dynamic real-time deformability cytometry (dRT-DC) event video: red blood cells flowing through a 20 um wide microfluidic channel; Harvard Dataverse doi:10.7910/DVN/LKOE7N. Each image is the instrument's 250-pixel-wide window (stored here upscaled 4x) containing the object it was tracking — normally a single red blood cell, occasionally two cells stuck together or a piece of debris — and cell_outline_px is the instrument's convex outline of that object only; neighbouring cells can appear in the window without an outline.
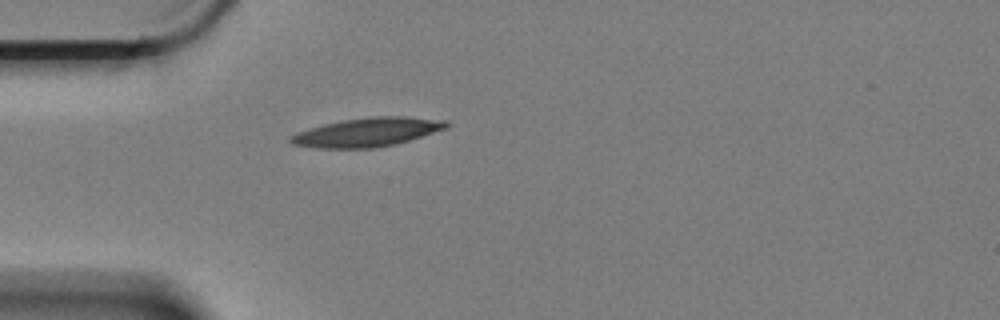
{"species": "Egyptian fruit bat (a non-hibernating species)", "species_latin": "Rousettus aegyptiacus", "temperature_condition": "cold", "stored_images_in_passage": 1, "camera_frame_rate_fps": 3000, "um_per_image_px": 0.085, "animal": {"sex": "female"}, "frame": {"image": 1, "passage_image": 1, "time_ms": 0.0, "image_size_px": [1000, 320], "cell_outline_px": [[452, 124], [448, 128], [396, 144], [372, 148], [316, 148], [292, 144], [288, 140], [288, 136], [296, 132], [324, 124], [344, 120], [368, 116], [408, 116], [448, 120]], "centroid_in_image_um": [31.25, 11.22], "position_along_channel_um": 53.7, "area_um2": 26.47}}